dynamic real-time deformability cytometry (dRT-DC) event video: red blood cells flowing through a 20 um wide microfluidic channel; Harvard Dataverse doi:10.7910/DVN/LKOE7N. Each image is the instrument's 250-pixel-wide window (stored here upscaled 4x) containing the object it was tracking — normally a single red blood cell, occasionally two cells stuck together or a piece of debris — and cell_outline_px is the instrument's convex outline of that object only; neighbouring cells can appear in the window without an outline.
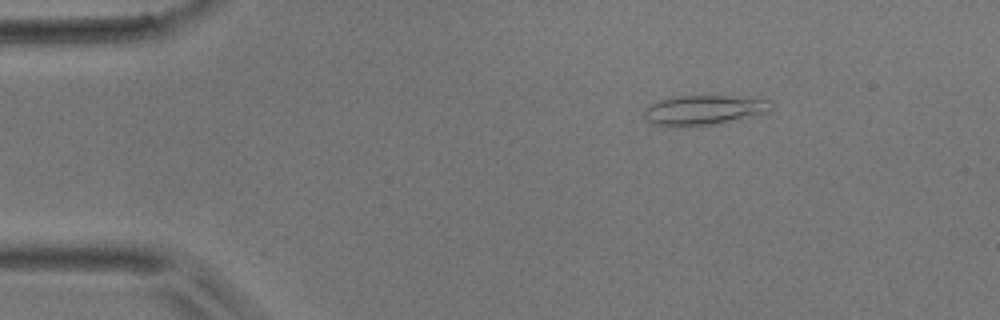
{"species": "common noctule bat (a hibernating species)", "species_latin": "Nyctalus noctula", "temperature_condition": "room temperature", "stored_images_in_passage": 46, "camera_frame_rate_fps": 3000, "um_per_image_px": 0.085, "animal": {"sex": "male", "body_mass_g": 17.9}, "frame": {"image": 1, "passage_image": 4, "time_ms": 1.0, "image_size_px": [1000, 320], "cell_outline_px": [[772, 108], [768, 112], [716, 124], [652, 124], [644, 116], [644, 108], [648, 104], [672, 96], [724, 96], [772, 100]], "centroid_in_image_um": [59.84, 9.32], "position_along_channel_um": 25.2, "area_um2": 21.33}}
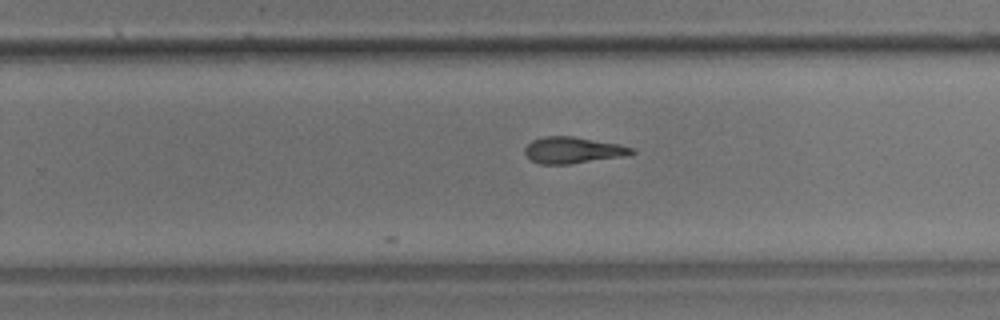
{"frame": {"image": 2, "passage_image": 28, "time_ms": 9.0, "image_size_px": [1000, 320], "cell_outline_px": [[636, 152], [624, 156], [568, 164], [540, 164], [532, 160], [524, 152], [524, 148], [532, 140], [544, 136], [572, 136], [620, 144], [636, 148]], "centroid_in_image_um": [48.72, 12.75], "position_along_channel_um": 281.1, "area_um2": 16.42}}
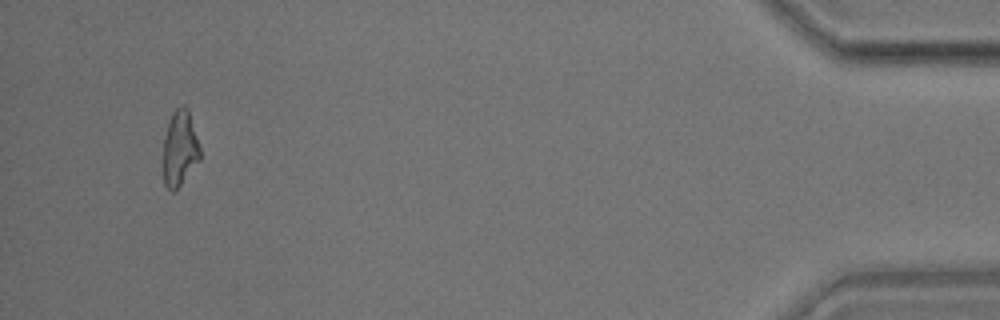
{"frame": {"image": 3, "passage_image": 44, "time_ms": 14.333, "image_size_px": [1000, 320], "cell_outline_px": [[200, 160], [180, 184], [172, 192], [164, 184], [164, 140], [168, 124], [172, 112], [180, 104], [184, 104], [188, 108], [200, 148]], "centroid_in_image_um": [15.29, 12.57], "position_along_channel_um": 419.9, "area_um2": 15.95}}